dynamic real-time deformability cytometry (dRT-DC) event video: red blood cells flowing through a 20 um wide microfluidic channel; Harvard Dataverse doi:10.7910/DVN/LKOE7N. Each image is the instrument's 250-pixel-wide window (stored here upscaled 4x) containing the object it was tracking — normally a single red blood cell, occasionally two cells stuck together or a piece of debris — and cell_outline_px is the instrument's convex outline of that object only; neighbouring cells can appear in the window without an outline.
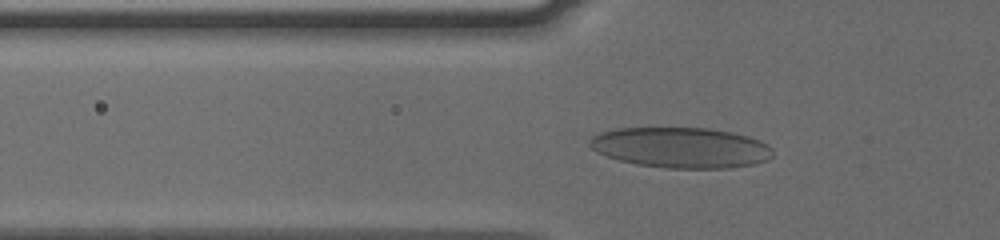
{"species": "human", "species_latin": "Homo sapiens", "temperature_condition": "cold", "stored_images_in_passage": 46, "camera_frame_rate_fps": 3000, "um_per_image_px": 0.085, "donor": {"sex": "male"}, "frame": {"image": 1, "passage_image": 14, "time_ms": 4.333, "image_size_px": [1000, 240], "cell_outline_px": [[772, 156], [768, 160], [756, 164], [728, 168], [668, 168], [636, 164], [604, 156], [596, 152], [588, 144], [588, 140], [592, 136], [600, 132], [616, 128], [708, 128], [732, 132], [748, 136], [760, 140], [768, 144], [772, 148]], "centroid_in_image_um": [57.87, 12.54], "position_along_channel_um": 67.9, "area_um2": 43.58}}
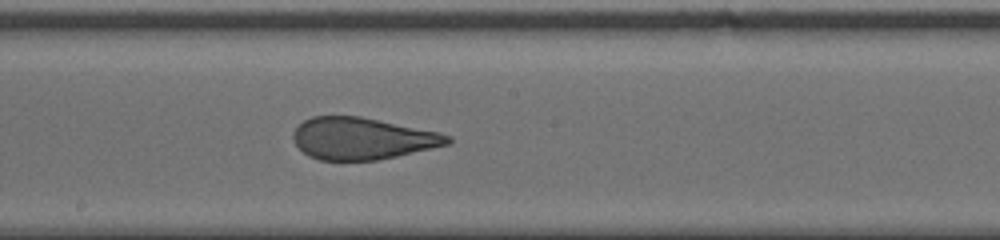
{"frame": {"image": 2, "passage_image": 26, "time_ms": 8.333, "image_size_px": [1000, 240], "cell_outline_px": [[452, 140], [448, 144], [432, 148], [396, 156], [376, 160], [320, 160], [308, 156], [296, 144], [292, 136], [292, 132], [304, 120], [312, 116], [360, 116], [440, 132], [452, 136]], "centroid_in_image_um": [30.79, 11.77], "position_along_channel_um": 217.4, "area_um2": 37.57}}
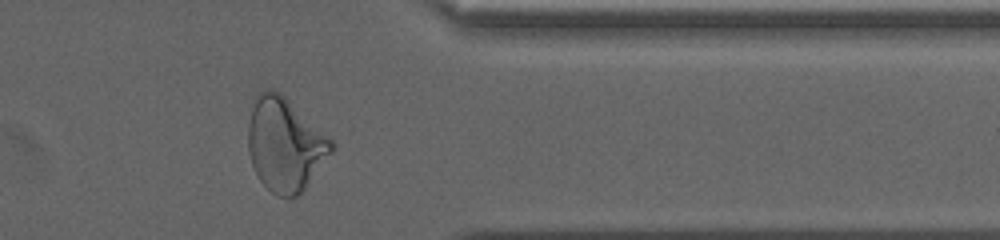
{"frame": {"image": 3, "passage_image": 40, "time_ms": 13.0, "image_size_px": [1000, 240], "cell_outline_px": [[336, 148], [304, 188], [296, 196], [276, 196], [260, 180], [252, 164], [248, 152], [248, 124], [256, 92], [268, 88], [272, 88], [284, 96], [332, 140], [336, 144]], "centroid_in_image_um": [24.21, 12.26], "position_along_channel_um": 387.2, "area_um2": 44.91}, "authors_computed_cell_mechanics": {"area_um2": 39.9109, "velocity_mm_per_s": 3.807, "shape_relaxation_time_tau1_ms": null, "shape_relaxation_time_tau2_ms": 0.8428, "deformation_change_tau1": null, "deformation_change_tau2": 0.0608}}